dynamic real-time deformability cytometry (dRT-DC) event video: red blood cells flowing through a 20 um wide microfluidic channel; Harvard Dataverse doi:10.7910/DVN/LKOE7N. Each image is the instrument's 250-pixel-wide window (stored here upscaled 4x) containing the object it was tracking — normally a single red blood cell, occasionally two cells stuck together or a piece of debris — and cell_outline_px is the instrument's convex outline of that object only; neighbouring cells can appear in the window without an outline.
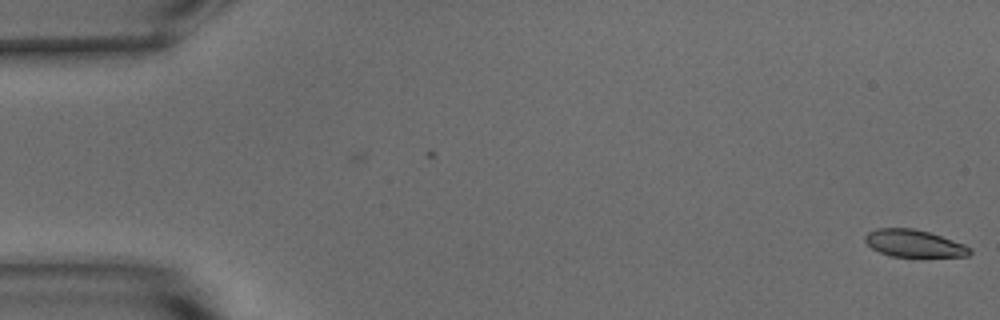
{"species": "common noctule bat (a hibernating species)", "species_latin": "Nyctalus noctula", "temperature_condition": "warm", "stored_images_in_passage": 5, "camera_frame_rate_fps": 3000, "um_per_image_px": 0.085, "animal": {"sex": "male", "body_mass_g": 15.6}, "frame": {"image": 1, "passage_image": 5, "time_ms": 1.333, "image_size_px": [1000, 320], "cell_outline_px": [[972, 252], [968, 256], [920, 260], [888, 256], [872, 248], [864, 240], [864, 236], [868, 232], [876, 228], [912, 228], [928, 232], [964, 244], [972, 248]], "centroid_in_image_um": [77.73, 20.76], "position_along_channel_um": 7.3, "area_um2": 17.63}}